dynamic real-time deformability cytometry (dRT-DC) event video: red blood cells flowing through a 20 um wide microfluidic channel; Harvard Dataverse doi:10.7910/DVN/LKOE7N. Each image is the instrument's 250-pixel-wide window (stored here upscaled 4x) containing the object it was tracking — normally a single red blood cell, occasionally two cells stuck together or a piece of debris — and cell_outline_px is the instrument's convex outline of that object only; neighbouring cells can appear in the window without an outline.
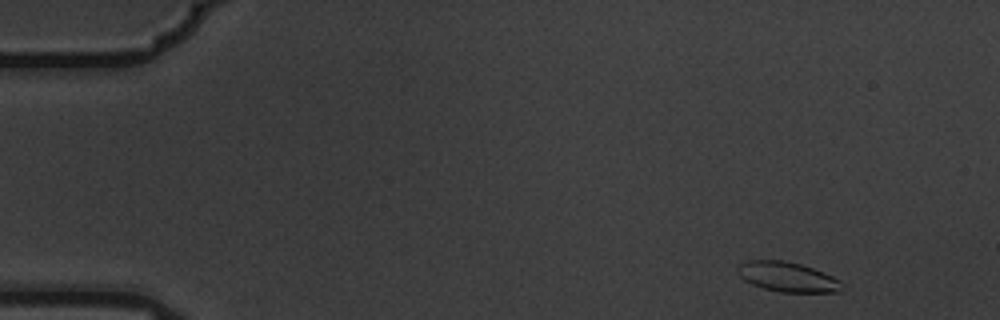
{"species": "common noctule bat (a hibernating species)", "species_latin": "Nyctalus noctula", "temperature_condition": "warm", "stored_images_in_passage": 4, "camera_frame_rate_fps": 3000, "um_per_image_px": 0.085, "animal": {"sex": "male", "body_mass_g": 19.5, "forearm_length_mm": 54.6}, "frame": {"image": 1, "passage_image": 1, "time_ms": 0.0, "image_size_px": [1000, 320], "cell_outline_px": [[844, 288], [840, 292], [780, 292], [764, 288], [752, 284], [744, 280], [736, 272], [736, 268], [744, 260], [784, 260], [800, 264], [812, 268], [832, 276], [840, 280]], "centroid_in_image_um": [66.92, 23.53], "position_along_channel_um": 18.1, "area_um2": 18.21}}